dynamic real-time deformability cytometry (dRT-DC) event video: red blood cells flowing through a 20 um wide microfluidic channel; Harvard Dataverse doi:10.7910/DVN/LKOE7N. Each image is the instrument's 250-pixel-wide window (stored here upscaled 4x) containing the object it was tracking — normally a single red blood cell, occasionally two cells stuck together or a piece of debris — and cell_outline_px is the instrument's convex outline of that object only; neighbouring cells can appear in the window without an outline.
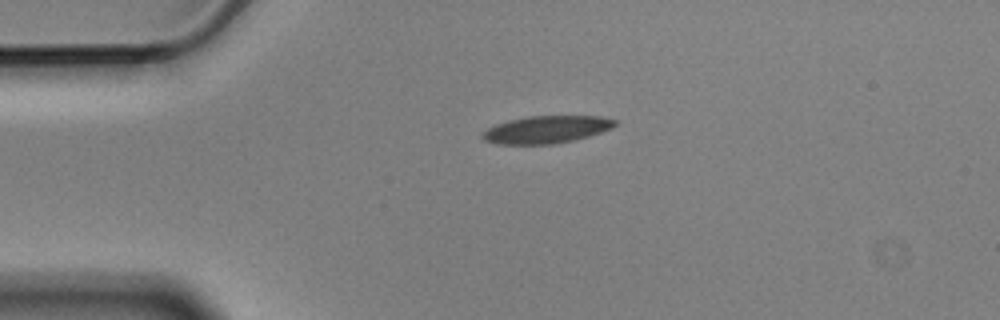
{"species": "Egyptian fruit bat (a non-hibernating species)", "species_latin": "Rousettus aegyptiacus", "temperature_condition": "cold", "stored_images_in_passage": 2, "camera_frame_rate_fps": 3000, "um_per_image_px": 0.085, "animal": {"sex": "male"}, "frame": {"image": 1, "passage_image": 1, "time_ms": 0.0, "image_size_px": [1000, 320], "cell_outline_px": [[616, 124], [612, 128], [588, 136], [572, 140], [552, 144], [496, 144], [484, 140], [480, 136], [488, 128], [496, 124], [508, 120], [528, 116], [600, 116], [616, 120]], "centroid_in_image_um": [46.42, 11.0], "position_along_channel_um": 38.6, "area_um2": 21.04}}